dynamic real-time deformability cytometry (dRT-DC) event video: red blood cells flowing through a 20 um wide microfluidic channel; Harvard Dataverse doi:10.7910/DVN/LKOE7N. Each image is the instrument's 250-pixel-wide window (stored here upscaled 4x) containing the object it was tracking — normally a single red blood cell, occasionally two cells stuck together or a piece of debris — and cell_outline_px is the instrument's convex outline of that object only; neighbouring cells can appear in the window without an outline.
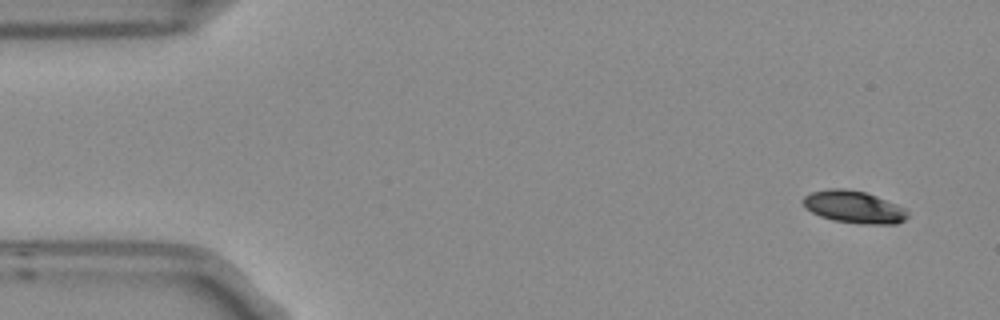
{"species": "Egyptian fruit bat (a non-hibernating species)", "species_latin": "Rousettus aegyptiacus", "temperature_condition": "room temperature", "stored_images_in_passage": 6, "camera_frame_rate_fps": 3000, "um_per_image_px": 0.085, "frame": {"image": 1, "passage_image": 1, "time_ms": 0.0, "image_size_px": [1000, 320], "cell_outline_px": [[908, 216], [904, 220], [896, 224], [868, 224], [832, 220], [820, 216], [812, 212], [800, 200], [804, 196], [812, 192], [828, 188], [844, 188], [864, 192], [876, 196], [908, 208]], "centroid_in_image_um": [72.6, 17.59], "position_along_channel_um": 12.4, "area_um2": 19.71}}
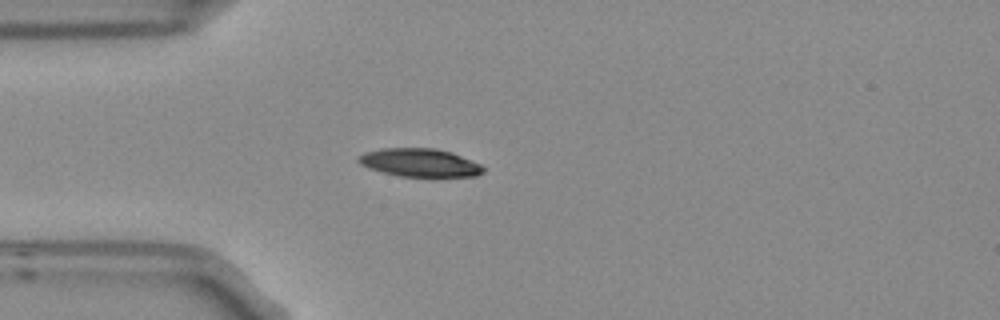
{"frame": {"image": 2, "passage_image": 4, "time_ms": 1.0, "image_size_px": [1000, 320], "cell_outline_px": [[488, 168], [484, 172], [476, 176], [432, 180], [400, 176], [368, 168], [360, 164], [356, 160], [356, 156], [364, 152], [380, 148], [436, 148], [452, 152], [480, 164]], "centroid_in_image_um": [35.74, 13.87], "position_along_channel_um": 49.3, "area_um2": 21.73}}